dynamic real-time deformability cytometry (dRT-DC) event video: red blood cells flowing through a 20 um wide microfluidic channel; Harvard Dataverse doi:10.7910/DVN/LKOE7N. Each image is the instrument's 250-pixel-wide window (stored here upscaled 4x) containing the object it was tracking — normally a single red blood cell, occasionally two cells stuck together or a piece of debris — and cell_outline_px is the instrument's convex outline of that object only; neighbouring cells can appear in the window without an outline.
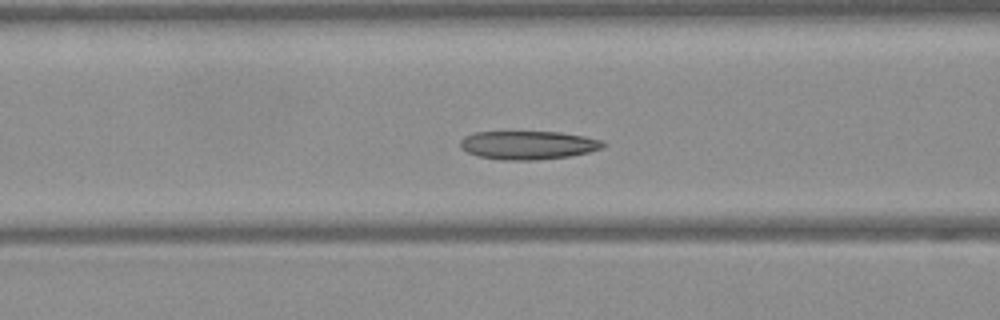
{"species": "Egyptian fruit bat (a non-hibernating species)", "species_latin": "Rousettus aegyptiacus", "temperature_condition": "warm", "stored_images_in_passage": 52, "camera_frame_rate_fps": 3000, "um_per_image_px": 0.085, "frame": {"image": 1, "passage_image": 21, "time_ms": 6.667, "image_size_px": [1000, 320], "cell_outline_px": [[608, 144], [604, 148], [588, 152], [568, 156], [536, 160], [500, 160], [480, 156], [468, 152], [460, 148], [460, 140], [464, 136], [476, 132], [560, 132], [584, 136], [604, 140]], "centroid_in_image_um": [44.93, 12.33], "position_along_channel_um": 121.7, "area_um2": 23.81}}
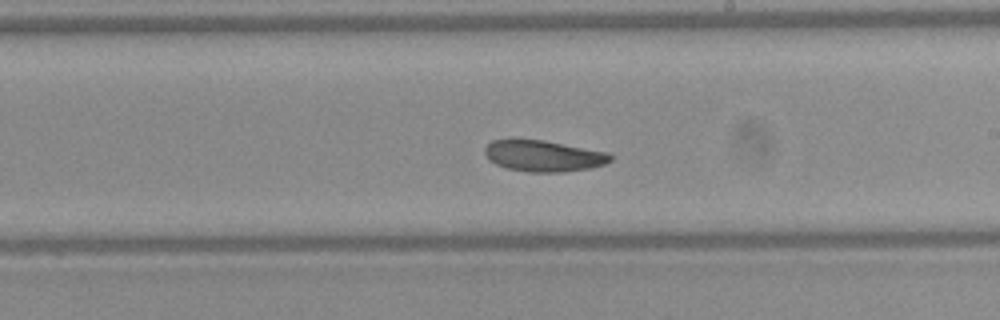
{"frame": {"image": 2, "passage_image": 30, "time_ms": 9.667, "image_size_px": [1000, 320], "cell_outline_px": [[612, 160], [604, 164], [592, 168], [564, 172], [528, 172], [508, 168], [496, 164], [488, 160], [484, 152], [484, 148], [492, 140], [512, 136], [516, 136], [544, 140], [608, 152], [612, 156]], "centroid_in_image_um": [46.14, 13.21], "position_along_channel_um": 242.9, "area_um2": 23.64}}
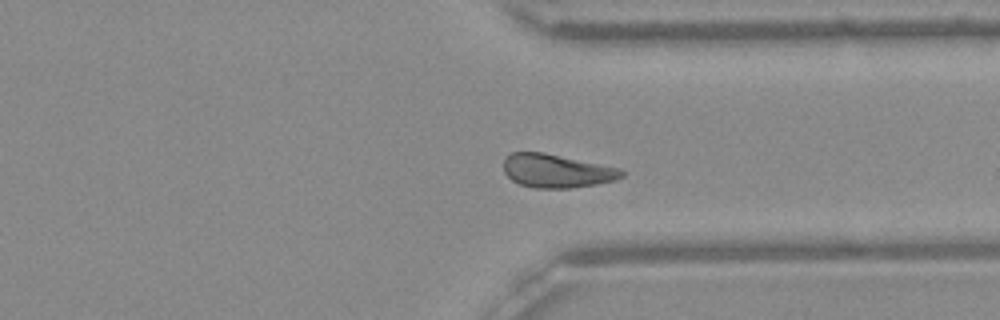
{"frame": {"image": 3, "passage_image": 39, "time_ms": 12.667, "image_size_px": [1000, 320], "cell_outline_px": [[624, 176], [616, 180], [596, 184], [568, 188], [532, 188], [520, 184], [512, 180], [504, 172], [504, 160], [512, 152], [544, 152], [620, 168], [624, 172]], "centroid_in_image_um": [47.32, 14.53], "position_along_channel_um": 364.1, "area_um2": 23.0}, "authors_computed_cell_mechanics": {"area_um2": 23.8136, "velocity_mm_per_s": 4.0432, "shape_relaxation_time_tau1_ms": 5.934, "shape_relaxation_time_tau2_ms": null, "deformation_change_tau1": 0.1427, "deformation_change_tau2": null}}